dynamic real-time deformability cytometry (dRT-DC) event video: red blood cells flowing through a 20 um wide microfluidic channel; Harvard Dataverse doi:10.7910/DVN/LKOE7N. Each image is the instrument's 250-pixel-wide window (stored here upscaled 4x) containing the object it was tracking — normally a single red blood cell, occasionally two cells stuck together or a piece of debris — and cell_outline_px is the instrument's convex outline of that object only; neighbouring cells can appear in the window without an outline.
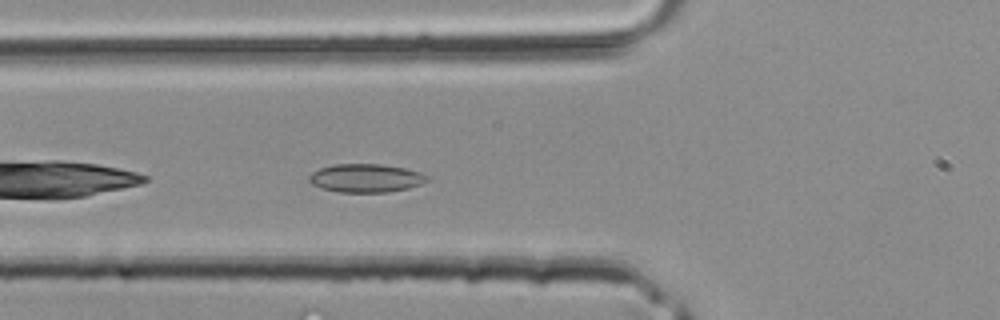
{"species": "common noctule bat (a hibernating species)", "species_latin": "Nyctalus noctula", "temperature_condition": "room temperature", "stored_images_in_passage": 28, "camera_frame_rate_fps": 3000, "um_per_image_px": 0.085, "animal": {"sex": "male", "body_mass_g": 20.4}, "frame": {"image": 1, "passage_image": 3, "time_ms": 0.667, "image_size_px": [1000, 320], "cell_outline_px": [[428, 180], [420, 184], [408, 188], [388, 192], [336, 192], [320, 188], [312, 184], [308, 180], [308, 176], [312, 172], [320, 168], [332, 164], [384, 164], [404, 168], [420, 172], [428, 176]], "centroid_in_image_um": [31.06, 15.14], "position_along_channel_um": 94.7, "area_um2": 19.65}}
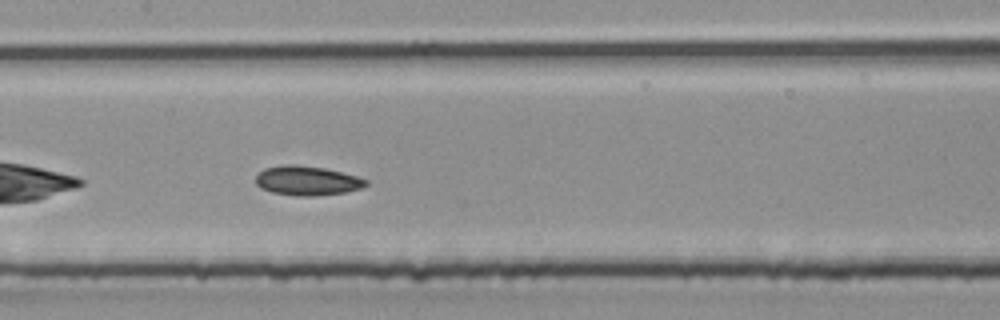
{"frame": {"image": 2, "passage_image": 8, "time_ms": 2.333, "image_size_px": [1000, 320], "cell_outline_px": [[368, 184], [360, 188], [344, 192], [316, 196], [296, 196], [272, 192], [260, 188], [256, 184], [256, 176], [264, 168], [284, 164], [292, 164], [324, 168], [356, 176], [368, 180]], "centroid_in_image_um": [26.07, 15.36], "position_along_channel_um": 181.3, "area_um2": 18.79}}
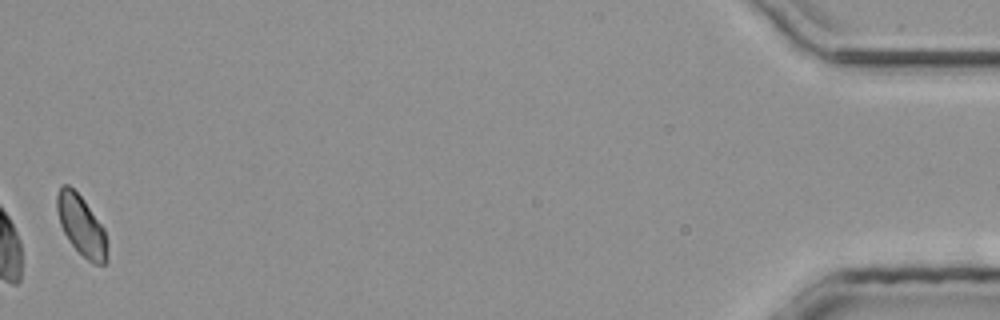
{"frame": {"image": 3, "passage_image": 28, "time_ms": 9.0, "image_size_px": [1000, 320], "cell_outline_px": [[108, 260], [104, 264], [96, 264], [88, 260], [68, 240], [60, 224], [56, 208], [56, 196], [60, 188], [64, 184], [68, 184], [84, 200], [104, 228], [108, 240]], "centroid_in_image_um": [6.94, 19.19], "position_along_channel_um": 428.3, "area_um2": 17.63}}